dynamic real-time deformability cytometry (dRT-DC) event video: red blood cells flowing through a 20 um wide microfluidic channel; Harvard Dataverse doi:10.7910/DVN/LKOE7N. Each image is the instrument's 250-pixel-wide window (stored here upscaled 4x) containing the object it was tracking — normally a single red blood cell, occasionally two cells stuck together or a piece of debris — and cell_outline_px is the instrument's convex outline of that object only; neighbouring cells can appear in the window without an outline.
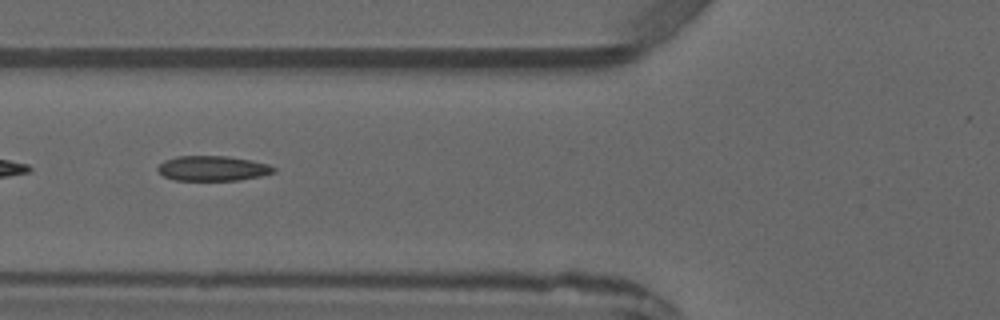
{"species": "common noctule bat (a hibernating species)", "species_latin": "Nyctalus noctula", "temperature_condition": "warm", "stored_images_in_passage": 5, "camera_frame_rate_fps": 3000, "um_per_image_px": 0.085, "animal": {"sex": "male", "forearm_length_mm": 52.5}, "frame": {"image": 1, "passage_image": 5, "time_ms": 5.333, "image_size_px": [1000, 320], "cell_outline_px": [[276, 172], [260, 176], [236, 180], [172, 180], [164, 176], [156, 168], [164, 160], [176, 156], [228, 156], [252, 160], [268, 164], [276, 168]], "centroid_in_image_um": [18.08, 14.3], "position_along_channel_um": 107.7, "area_um2": 16.94}}